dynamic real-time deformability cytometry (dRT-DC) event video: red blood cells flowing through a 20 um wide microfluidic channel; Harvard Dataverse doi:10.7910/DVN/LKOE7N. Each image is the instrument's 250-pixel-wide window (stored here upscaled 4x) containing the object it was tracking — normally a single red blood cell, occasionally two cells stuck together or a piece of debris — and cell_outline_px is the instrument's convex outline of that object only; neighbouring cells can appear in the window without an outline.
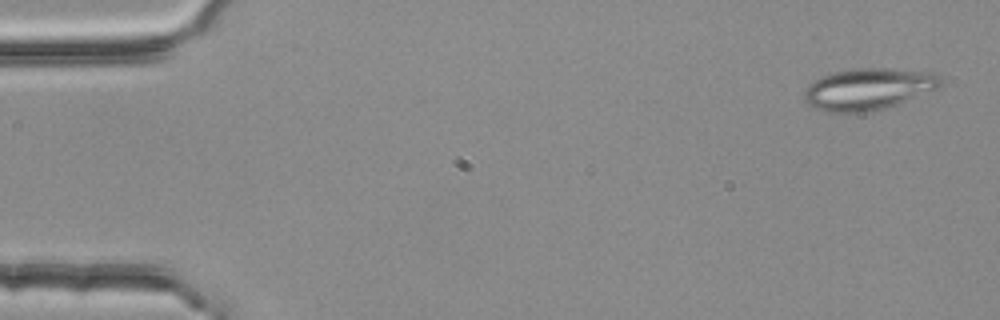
{"species": "common noctule bat (a hibernating species)", "species_latin": "Nyctalus noctula", "temperature_condition": "room temperature", "stored_images_in_passage": 3, "camera_frame_rate_fps": 3000, "um_per_image_px": 0.085, "animal": {"sex": "female", "body_mass_g": 25.1}, "frame": {"image": 1, "passage_image": 1, "time_ms": 0.0, "image_size_px": [1000, 320], "cell_outline_px": [[944, 80], [940, 88], [888, 108], [864, 112], [824, 112], [812, 108], [804, 100], [804, 92], [808, 84], [832, 72], [852, 68], [888, 68], [932, 72], [940, 76]], "centroid_in_image_um": [73.83, 7.57], "position_along_channel_um": 11.2, "area_um2": 33.58}}